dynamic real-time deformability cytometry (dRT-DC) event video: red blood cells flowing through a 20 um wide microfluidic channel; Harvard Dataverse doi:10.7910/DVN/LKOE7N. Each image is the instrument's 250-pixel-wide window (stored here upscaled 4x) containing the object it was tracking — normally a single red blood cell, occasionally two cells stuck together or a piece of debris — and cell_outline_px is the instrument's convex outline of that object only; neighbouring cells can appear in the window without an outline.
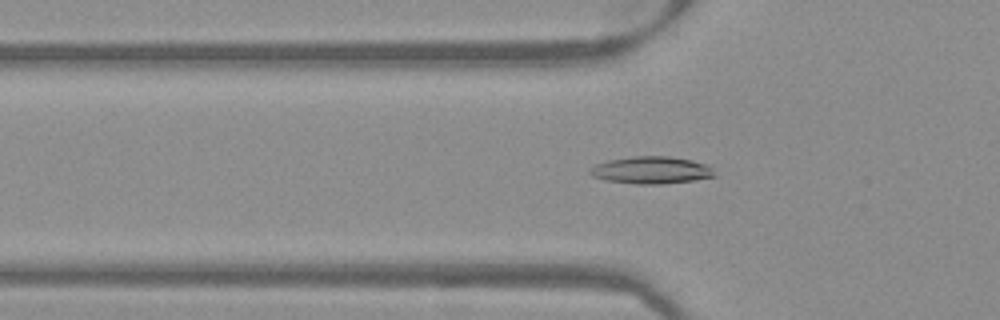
{"species": "Egyptian fruit bat (a non-hibernating species)", "species_latin": "Rousettus aegyptiacus", "temperature_condition": "warm", "stored_images_in_passage": 45, "camera_frame_rate_fps": 3000, "um_per_image_px": 0.085, "frame": {"image": 1, "passage_image": 11, "time_ms": 3.333, "image_size_px": [1000, 320], "cell_outline_px": [[716, 176], [692, 180], [664, 184], [636, 184], [604, 180], [592, 176], [588, 172], [596, 164], [608, 160], [632, 156], [668, 156], [692, 160], [704, 164], [712, 168]], "centroid_in_image_um": [55.33, 14.46], "position_along_channel_um": 70.5, "area_um2": 19.71}}
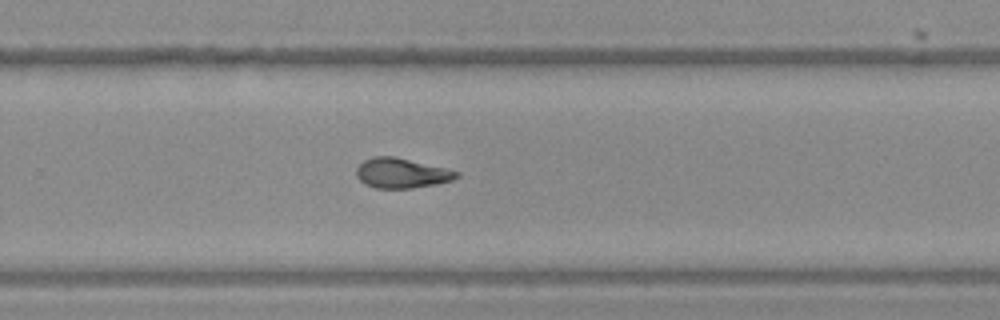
{"frame": {"image": 2, "passage_image": 28, "time_ms": 9.0, "image_size_px": [1000, 320], "cell_outline_px": [[460, 176], [452, 180], [436, 184], [412, 188], [376, 188], [364, 184], [356, 176], [356, 168], [364, 160], [372, 156], [392, 156], [448, 168], [460, 172]], "centroid_in_image_um": [34.14, 14.71], "position_along_channel_um": 295.7, "area_um2": 17.57}}
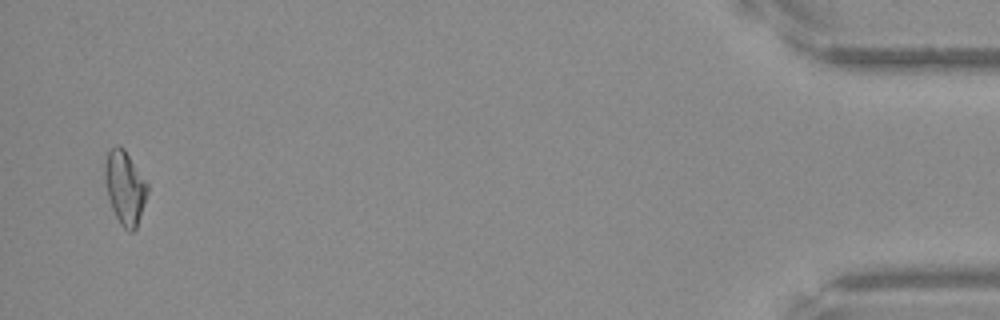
{"frame": {"image": 3, "passage_image": 44, "time_ms": 14.333, "image_size_px": [1000, 320], "cell_outline_px": [[148, 192], [136, 228], [132, 232], [128, 232], [120, 224], [112, 208], [108, 196], [104, 180], [104, 164], [108, 152], [116, 144], [120, 144], [124, 148], [148, 184]], "centroid_in_image_um": [10.6, 15.92], "position_along_channel_um": 424.6, "area_um2": 18.21}}